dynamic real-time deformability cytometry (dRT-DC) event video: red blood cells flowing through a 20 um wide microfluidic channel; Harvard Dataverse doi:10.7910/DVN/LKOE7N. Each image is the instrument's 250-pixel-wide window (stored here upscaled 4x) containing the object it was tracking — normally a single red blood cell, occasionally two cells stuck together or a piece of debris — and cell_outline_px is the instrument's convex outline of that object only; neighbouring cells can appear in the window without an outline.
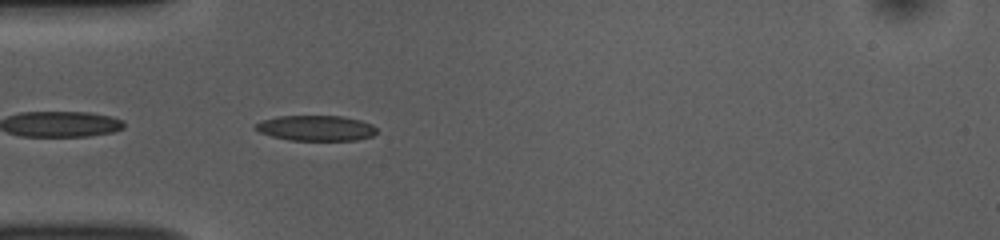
{"species": "common noctule bat (a hibernating species)", "species_latin": "Nyctalus noctula", "temperature_condition": "room temperature", "stored_images_in_passage": 40, "camera_frame_rate_fps": 3000, "um_per_image_px": 0.085, "animal": {"sex": "female", "body_mass_g": 10.0, "forearm_length_mm": 53.1}, "frame": {"image": 1, "passage_image": 2, "time_ms": 0.333, "image_size_px": [1000, 240], "cell_outline_px": [[376, 132], [372, 136], [356, 140], [288, 140], [272, 136], [260, 132], [252, 128], [256, 124], [264, 120], [276, 116], [344, 116], [360, 120], [372, 124], [376, 128]], "centroid_in_image_um": [26.86, 10.88], "position_along_channel_um": 58.1, "area_um2": 17.92}}
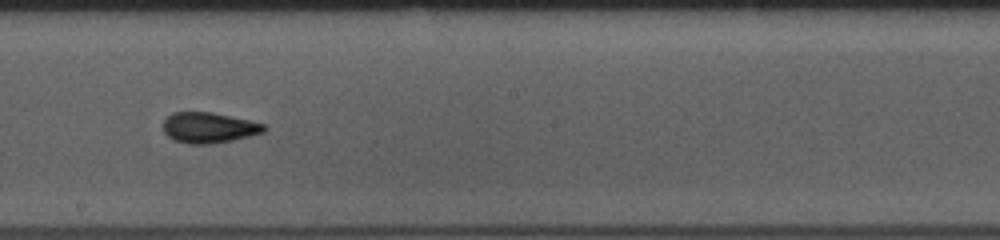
{"frame": {"image": 2, "passage_image": 16, "time_ms": 5.0, "image_size_px": [1000, 240], "cell_outline_px": [[268, 128], [264, 132], [232, 140], [208, 144], [188, 144], [176, 140], [168, 136], [164, 132], [164, 120], [172, 112], [212, 112], [248, 120], [264, 124]], "centroid_in_image_um": [17.75, 10.85], "position_along_channel_um": 230.4, "area_um2": 17.8}}
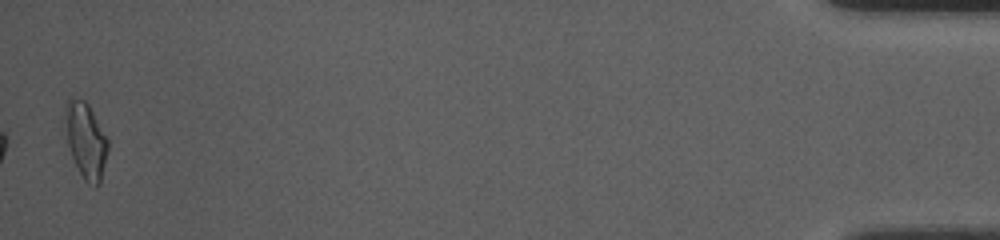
{"frame": {"image": 3, "passage_image": 39, "time_ms": 12.667, "image_size_px": [1000, 240], "cell_outline_px": [[108, 148], [100, 184], [96, 188], [88, 184], [84, 180], [72, 156], [68, 144], [64, 116], [64, 104], [68, 96], [72, 96], [84, 100], [88, 104], [108, 140]], "centroid_in_image_um": [7.27, 11.9], "position_along_channel_um": 427.9, "area_um2": 18.9}, "authors_computed_cell_mechanics": {"area_um2": 17.5423, "velocity_mm_per_s": 3.7489, "shape_relaxation_time_tau1_ms": 3.8656, "shape_relaxation_time_tau2_ms": 1.8475, "deformation_change_tau1": 0.1372, "deformation_change_tau2": 0.0854}}